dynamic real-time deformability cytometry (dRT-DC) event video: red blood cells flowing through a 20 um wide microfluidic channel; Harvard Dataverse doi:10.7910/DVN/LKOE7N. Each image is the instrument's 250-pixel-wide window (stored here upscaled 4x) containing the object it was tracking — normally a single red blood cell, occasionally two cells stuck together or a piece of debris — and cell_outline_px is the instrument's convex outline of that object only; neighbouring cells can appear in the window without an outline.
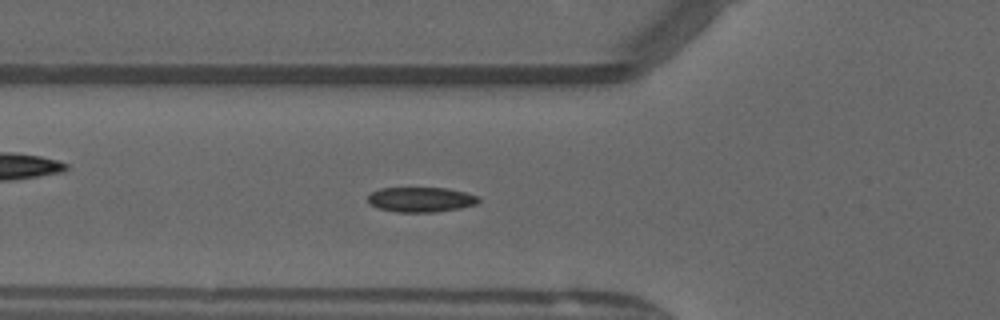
{"species": "common noctule bat (a hibernating species)", "species_latin": "Nyctalus noctula", "temperature_condition": "warm", "stored_images_in_passage": 39, "camera_frame_rate_fps": 3000, "um_per_image_px": 0.085, "animal": {"sex": "male", "forearm_length_mm": 52.5}, "frame": {"image": 1, "passage_image": 7, "time_ms": 2.0, "image_size_px": [1000, 320], "cell_outline_px": [[480, 200], [476, 204], [460, 208], [436, 212], [396, 212], [376, 208], [368, 204], [368, 196], [372, 192], [380, 188], [448, 188], [480, 196]], "centroid_in_image_um": [35.76, 16.97], "position_along_channel_um": 90.0, "area_um2": 16.24}}
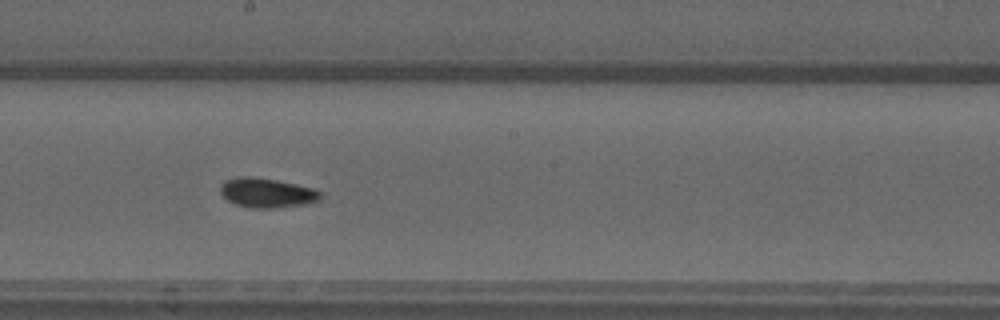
{"frame": {"image": 2, "passage_image": 17, "time_ms": 5.333, "image_size_px": [1000, 320], "cell_outline_px": [[320, 200], [304, 204], [280, 208], [248, 208], [236, 204], [228, 200], [220, 192], [220, 184], [224, 180], [240, 176], [252, 176], [276, 180], [312, 188], [320, 192]], "centroid_in_image_um": [22.64, 16.39], "position_along_channel_um": 225.6, "area_um2": 17.22}}
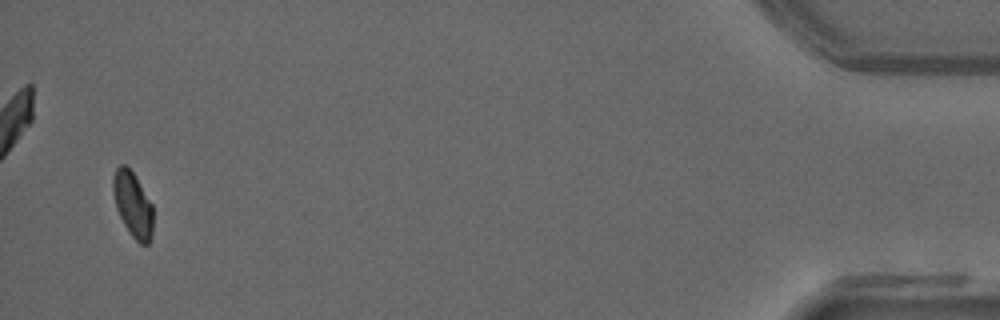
{"frame": {"image": 3, "passage_image": 38, "time_ms": 12.333, "image_size_px": [1000, 320], "cell_outline_px": [[152, 236], [148, 244], [140, 244], [132, 236], [124, 224], [116, 208], [112, 192], [112, 176], [116, 168], [120, 164], [124, 164], [136, 176], [152, 204]], "centroid_in_image_um": [11.27, 17.36], "position_along_channel_um": 423.9, "area_um2": 15.26}, "authors_computed_cell_mechanics": {"area_um2": 16.2418, "velocity_mm_per_s": 4.0625, "shape_relaxation_time_tau1_ms": 6.1819, "shape_relaxation_time_tau2_ms": 2.2925, "deformation_change_tau1": 0.1414, "deformation_change_tau2": 0.0555}}